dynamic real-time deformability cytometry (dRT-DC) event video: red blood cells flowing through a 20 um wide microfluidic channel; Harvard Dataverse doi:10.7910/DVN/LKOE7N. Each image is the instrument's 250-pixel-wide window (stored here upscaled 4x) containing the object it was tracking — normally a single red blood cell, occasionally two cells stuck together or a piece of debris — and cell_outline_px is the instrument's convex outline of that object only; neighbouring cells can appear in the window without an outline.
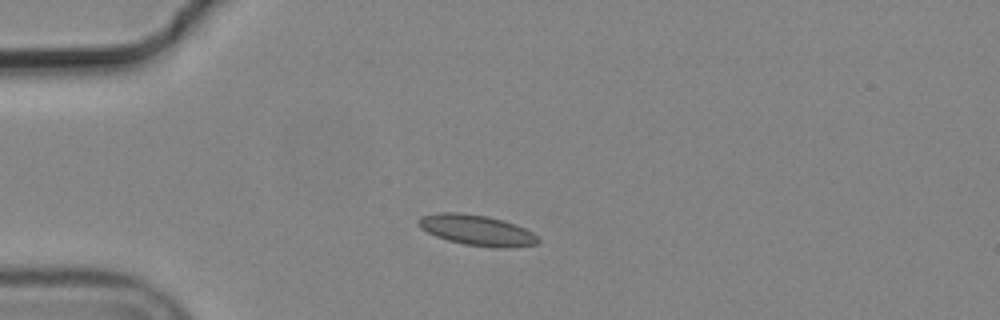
{"species": "common noctule bat (a hibernating species)", "species_latin": "Nyctalus noctula", "temperature_condition": "cold", "stored_images_in_passage": 8, "camera_frame_rate_fps": 3000, "um_per_image_px": 0.085, "animal": {"sex": "male", "body_mass_g": 19.2, "forearm_length_mm": 51.8}, "frame": {"image": 1, "passage_image": 2, "time_ms": 0.333, "image_size_px": [1000, 320], "cell_outline_px": [[540, 240], [536, 244], [508, 248], [500, 248], [464, 244], [448, 240], [436, 236], [420, 228], [416, 224], [416, 220], [420, 216], [440, 212], [460, 212], [488, 216], [504, 220], [516, 224], [532, 232]], "centroid_in_image_um": [40.5, 19.55], "position_along_channel_um": 44.5, "area_um2": 21.44}}
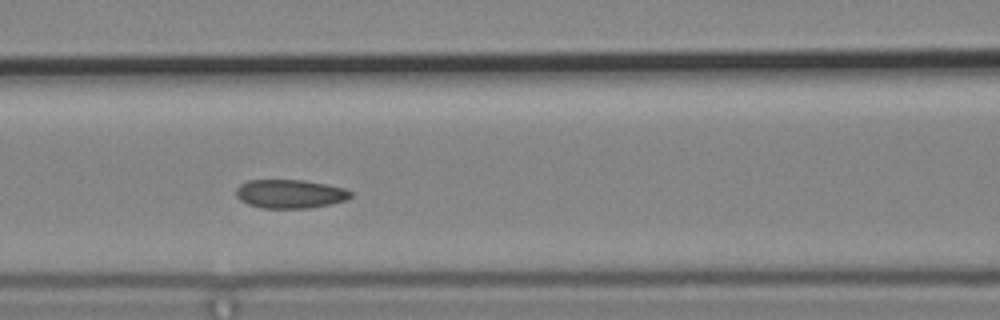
{"frame": {"image": 2, "passage_image": 5, "time_ms": 1.333, "image_size_px": [1000, 320], "cell_outline_px": [[352, 196], [348, 200], [308, 208], [260, 208], [248, 204], [240, 200], [236, 196], [236, 188], [240, 184], [248, 180], [304, 180], [344, 188], [352, 192]], "centroid_in_image_um": [24.63, 16.48], "position_along_channel_um": 142.0, "area_um2": 19.19}}
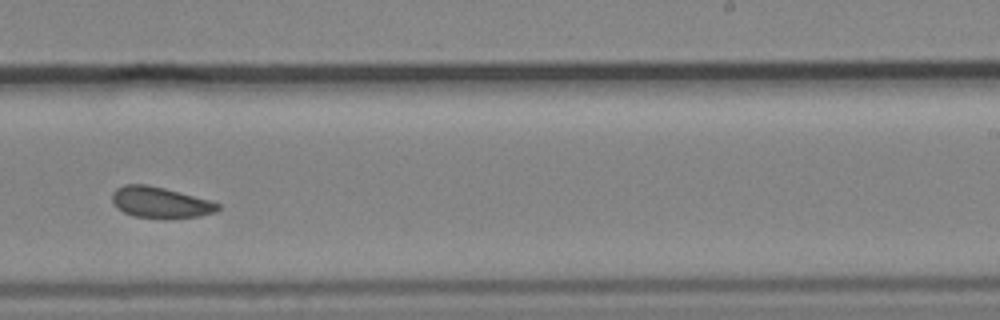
{"frame": {"image": 3, "passage_image": 8, "time_ms": 2.333, "image_size_px": [1000, 320], "cell_outline_px": [[220, 208], [216, 212], [200, 216], [164, 220], [132, 216], [116, 208], [112, 200], [112, 192], [116, 188], [124, 184], [148, 184], [164, 188], [208, 200], [220, 204]], "centroid_in_image_um": [13.6, 17.23], "position_along_channel_um": 275.4, "area_um2": 19.48}}